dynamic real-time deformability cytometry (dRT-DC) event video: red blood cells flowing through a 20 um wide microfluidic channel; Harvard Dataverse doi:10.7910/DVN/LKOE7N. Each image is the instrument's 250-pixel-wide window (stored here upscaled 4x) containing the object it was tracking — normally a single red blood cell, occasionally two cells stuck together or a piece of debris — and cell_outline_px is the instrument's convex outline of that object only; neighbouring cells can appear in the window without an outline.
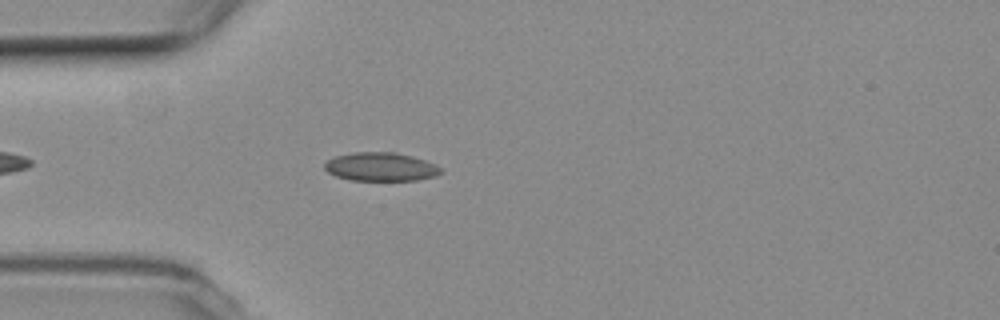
{"species": "common noctule bat (a hibernating species)", "species_latin": "Nyctalus noctula", "temperature_condition": "room temperature", "stored_images_in_passage": 5, "camera_frame_rate_fps": 3000, "um_per_image_px": 0.085, "animal": {"sex": "female", "body_mass_g": 19.3, "forearm_length_mm": 54.1}, "frame": {"image": 1, "passage_image": 5, "time_ms": 1.333, "image_size_px": [1000, 320], "cell_outline_px": [[444, 172], [436, 176], [416, 180], [348, 180], [336, 176], [328, 172], [324, 168], [324, 164], [328, 160], [336, 156], [352, 152], [396, 152], [412, 156], [436, 164]], "centroid_in_image_um": [32.37, 14.18], "position_along_channel_um": 52.6, "area_um2": 19.42}}